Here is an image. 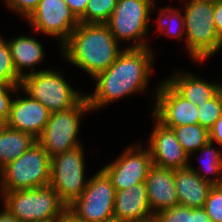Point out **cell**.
I'll use <instances>...</instances> for the list:
<instances>
[{
  "instance_id": "603a6c76",
  "label": "cell",
  "mask_w": 222,
  "mask_h": 222,
  "mask_svg": "<svg viewBox=\"0 0 222 222\" xmlns=\"http://www.w3.org/2000/svg\"><path fill=\"white\" fill-rule=\"evenodd\" d=\"M213 142H208L206 145L201 147L199 150L202 155H207V159L205 162H201L200 167H202L204 170L200 171L199 169L196 170L195 167L193 166H188L191 170L195 171L197 175L201 177V179L211 183L212 185H220L222 181V152L221 150H216V148H213ZM201 161V160H200ZM203 163V164H202ZM201 171H204L201 173ZM207 173L210 174H215V177L213 178L211 175V178L207 176Z\"/></svg>"
},
{
  "instance_id": "d6a6232c",
  "label": "cell",
  "mask_w": 222,
  "mask_h": 222,
  "mask_svg": "<svg viewBox=\"0 0 222 222\" xmlns=\"http://www.w3.org/2000/svg\"><path fill=\"white\" fill-rule=\"evenodd\" d=\"M71 11L79 19L85 12L89 0H64Z\"/></svg>"
},
{
  "instance_id": "3957f363",
  "label": "cell",
  "mask_w": 222,
  "mask_h": 222,
  "mask_svg": "<svg viewBox=\"0 0 222 222\" xmlns=\"http://www.w3.org/2000/svg\"><path fill=\"white\" fill-rule=\"evenodd\" d=\"M214 1L189 0L184 8L185 39L196 62H204L222 47V37L214 26Z\"/></svg>"
},
{
  "instance_id": "6da1fadb",
  "label": "cell",
  "mask_w": 222,
  "mask_h": 222,
  "mask_svg": "<svg viewBox=\"0 0 222 222\" xmlns=\"http://www.w3.org/2000/svg\"><path fill=\"white\" fill-rule=\"evenodd\" d=\"M150 47L126 48L115 62L95 78L96 89L87 94L91 110L100 109L113 101L145 91L153 63Z\"/></svg>"
},
{
  "instance_id": "f546056e",
  "label": "cell",
  "mask_w": 222,
  "mask_h": 222,
  "mask_svg": "<svg viewBox=\"0 0 222 222\" xmlns=\"http://www.w3.org/2000/svg\"><path fill=\"white\" fill-rule=\"evenodd\" d=\"M7 6L14 10L16 14H20L24 18H28L30 14L37 8L40 0H5Z\"/></svg>"
},
{
  "instance_id": "d590c367",
  "label": "cell",
  "mask_w": 222,
  "mask_h": 222,
  "mask_svg": "<svg viewBox=\"0 0 222 222\" xmlns=\"http://www.w3.org/2000/svg\"><path fill=\"white\" fill-rule=\"evenodd\" d=\"M58 222H88L74 214L68 207L64 210Z\"/></svg>"
},
{
  "instance_id": "30bf717a",
  "label": "cell",
  "mask_w": 222,
  "mask_h": 222,
  "mask_svg": "<svg viewBox=\"0 0 222 222\" xmlns=\"http://www.w3.org/2000/svg\"><path fill=\"white\" fill-rule=\"evenodd\" d=\"M115 188L111 178L100 169L88 179L83 193L68 208L88 222H104L114 218Z\"/></svg>"
},
{
  "instance_id": "cb8c5ba5",
  "label": "cell",
  "mask_w": 222,
  "mask_h": 222,
  "mask_svg": "<svg viewBox=\"0 0 222 222\" xmlns=\"http://www.w3.org/2000/svg\"><path fill=\"white\" fill-rule=\"evenodd\" d=\"M117 0H89L84 14L79 18L83 24H106L115 9Z\"/></svg>"
},
{
  "instance_id": "f1b7e54d",
  "label": "cell",
  "mask_w": 222,
  "mask_h": 222,
  "mask_svg": "<svg viewBox=\"0 0 222 222\" xmlns=\"http://www.w3.org/2000/svg\"><path fill=\"white\" fill-rule=\"evenodd\" d=\"M20 85H12L4 82H0V126H6L10 108L12 104L11 96L12 93L19 92Z\"/></svg>"
},
{
  "instance_id": "484cf974",
  "label": "cell",
  "mask_w": 222,
  "mask_h": 222,
  "mask_svg": "<svg viewBox=\"0 0 222 222\" xmlns=\"http://www.w3.org/2000/svg\"><path fill=\"white\" fill-rule=\"evenodd\" d=\"M2 38L0 36V82L21 85L22 78L13 66L9 43Z\"/></svg>"
},
{
  "instance_id": "e575fe53",
  "label": "cell",
  "mask_w": 222,
  "mask_h": 222,
  "mask_svg": "<svg viewBox=\"0 0 222 222\" xmlns=\"http://www.w3.org/2000/svg\"><path fill=\"white\" fill-rule=\"evenodd\" d=\"M209 134L210 142L215 141L216 144H219V146L222 147V115L209 130Z\"/></svg>"
},
{
  "instance_id": "52a82bcc",
  "label": "cell",
  "mask_w": 222,
  "mask_h": 222,
  "mask_svg": "<svg viewBox=\"0 0 222 222\" xmlns=\"http://www.w3.org/2000/svg\"><path fill=\"white\" fill-rule=\"evenodd\" d=\"M153 6V0H117L113 14L106 23L116 41H133L128 48L149 47L144 39L149 32V14Z\"/></svg>"
},
{
  "instance_id": "836d02e7",
  "label": "cell",
  "mask_w": 222,
  "mask_h": 222,
  "mask_svg": "<svg viewBox=\"0 0 222 222\" xmlns=\"http://www.w3.org/2000/svg\"><path fill=\"white\" fill-rule=\"evenodd\" d=\"M214 26L217 33L222 37V0L214 1Z\"/></svg>"
},
{
  "instance_id": "83f0119b",
  "label": "cell",
  "mask_w": 222,
  "mask_h": 222,
  "mask_svg": "<svg viewBox=\"0 0 222 222\" xmlns=\"http://www.w3.org/2000/svg\"><path fill=\"white\" fill-rule=\"evenodd\" d=\"M203 209L209 216L211 222H222V187L213 185Z\"/></svg>"
},
{
  "instance_id": "4316f807",
  "label": "cell",
  "mask_w": 222,
  "mask_h": 222,
  "mask_svg": "<svg viewBox=\"0 0 222 222\" xmlns=\"http://www.w3.org/2000/svg\"><path fill=\"white\" fill-rule=\"evenodd\" d=\"M222 115V90L211 100L198 106L199 124L210 130Z\"/></svg>"
},
{
  "instance_id": "e0dca14e",
  "label": "cell",
  "mask_w": 222,
  "mask_h": 222,
  "mask_svg": "<svg viewBox=\"0 0 222 222\" xmlns=\"http://www.w3.org/2000/svg\"><path fill=\"white\" fill-rule=\"evenodd\" d=\"M152 217L145 183L115 192L114 218L122 222H140Z\"/></svg>"
},
{
  "instance_id": "7c38bea8",
  "label": "cell",
  "mask_w": 222,
  "mask_h": 222,
  "mask_svg": "<svg viewBox=\"0 0 222 222\" xmlns=\"http://www.w3.org/2000/svg\"><path fill=\"white\" fill-rule=\"evenodd\" d=\"M141 146H129L115 161L102 168L111 178L115 191L145 183L153 162L149 148L143 149Z\"/></svg>"
},
{
  "instance_id": "5b68a950",
  "label": "cell",
  "mask_w": 222,
  "mask_h": 222,
  "mask_svg": "<svg viewBox=\"0 0 222 222\" xmlns=\"http://www.w3.org/2000/svg\"><path fill=\"white\" fill-rule=\"evenodd\" d=\"M1 196L4 207L20 222H58L67 208L50 185Z\"/></svg>"
},
{
  "instance_id": "d6986e66",
  "label": "cell",
  "mask_w": 222,
  "mask_h": 222,
  "mask_svg": "<svg viewBox=\"0 0 222 222\" xmlns=\"http://www.w3.org/2000/svg\"><path fill=\"white\" fill-rule=\"evenodd\" d=\"M181 96L199 106L214 98L221 90L222 85L215 82H206L188 72H176L166 80Z\"/></svg>"
},
{
  "instance_id": "4fadbf2b",
  "label": "cell",
  "mask_w": 222,
  "mask_h": 222,
  "mask_svg": "<svg viewBox=\"0 0 222 222\" xmlns=\"http://www.w3.org/2000/svg\"><path fill=\"white\" fill-rule=\"evenodd\" d=\"M151 116L166 127L199 124L198 106L181 96L166 79L158 83Z\"/></svg>"
},
{
  "instance_id": "ffe728a7",
  "label": "cell",
  "mask_w": 222,
  "mask_h": 222,
  "mask_svg": "<svg viewBox=\"0 0 222 222\" xmlns=\"http://www.w3.org/2000/svg\"><path fill=\"white\" fill-rule=\"evenodd\" d=\"M11 52L13 66L17 74L23 78L25 75L32 74L35 71L33 67L44 59V50L40 42L33 37L23 36L15 37L8 41ZM24 68H31L32 71L24 72ZM24 72V73H23Z\"/></svg>"
},
{
  "instance_id": "4dcf8cb0",
  "label": "cell",
  "mask_w": 222,
  "mask_h": 222,
  "mask_svg": "<svg viewBox=\"0 0 222 222\" xmlns=\"http://www.w3.org/2000/svg\"><path fill=\"white\" fill-rule=\"evenodd\" d=\"M157 222H184V206L176 205L163 209L154 215Z\"/></svg>"
},
{
  "instance_id": "44dd1931",
  "label": "cell",
  "mask_w": 222,
  "mask_h": 222,
  "mask_svg": "<svg viewBox=\"0 0 222 222\" xmlns=\"http://www.w3.org/2000/svg\"><path fill=\"white\" fill-rule=\"evenodd\" d=\"M37 139L28 133L0 126V170L25 153Z\"/></svg>"
},
{
  "instance_id": "8fae6325",
  "label": "cell",
  "mask_w": 222,
  "mask_h": 222,
  "mask_svg": "<svg viewBox=\"0 0 222 222\" xmlns=\"http://www.w3.org/2000/svg\"><path fill=\"white\" fill-rule=\"evenodd\" d=\"M26 20L34 30L61 39L62 45L79 25V19L64 0H40Z\"/></svg>"
},
{
  "instance_id": "9c48e42d",
  "label": "cell",
  "mask_w": 222,
  "mask_h": 222,
  "mask_svg": "<svg viewBox=\"0 0 222 222\" xmlns=\"http://www.w3.org/2000/svg\"><path fill=\"white\" fill-rule=\"evenodd\" d=\"M80 145L75 149L51 157L50 186L68 207L84 191L88 180L84 178V149Z\"/></svg>"
},
{
  "instance_id": "7a4b0ae2",
  "label": "cell",
  "mask_w": 222,
  "mask_h": 222,
  "mask_svg": "<svg viewBox=\"0 0 222 222\" xmlns=\"http://www.w3.org/2000/svg\"><path fill=\"white\" fill-rule=\"evenodd\" d=\"M61 46L63 58L92 78L108 69L123 51L108 25L102 23H79Z\"/></svg>"
},
{
  "instance_id": "ac0fdd59",
  "label": "cell",
  "mask_w": 222,
  "mask_h": 222,
  "mask_svg": "<svg viewBox=\"0 0 222 222\" xmlns=\"http://www.w3.org/2000/svg\"><path fill=\"white\" fill-rule=\"evenodd\" d=\"M174 182L179 205L193 209L203 208L213 187L189 167L174 170Z\"/></svg>"
},
{
  "instance_id": "7402d4cb",
  "label": "cell",
  "mask_w": 222,
  "mask_h": 222,
  "mask_svg": "<svg viewBox=\"0 0 222 222\" xmlns=\"http://www.w3.org/2000/svg\"><path fill=\"white\" fill-rule=\"evenodd\" d=\"M172 128L177 141L189 157L210 141L209 130L200 124L182 125ZM191 154V155H190Z\"/></svg>"
},
{
  "instance_id": "9a60e30c",
  "label": "cell",
  "mask_w": 222,
  "mask_h": 222,
  "mask_svg": "<svg viewBox=\"0 0 222 222\" xmlns=\"http://www.w3.org/2000/svg\"><path fill=\"white\" fill-rule=\"evenodd\" d=\"M51 112L39 101L27 94L12 100L6 126L32 135L38 139L42 134Z\"/></svg>"
},
{
  "instance_id": "2e32d148",
  "label": "cell",
  "mask_w": 222,
  "mask_h": 222,
  "mask_svg": "<svg viewBox=\"0 0 222 222\" xmlns=\"http://www.w3.org/2000/svg\"><path fill=\"white\" fill-rule=\"evenodd\" d=\"M150 209L157 212L179 204L174 182V170L152 166L145 180Z\"/></svg>"
},
{
  "instance_id": "5bb4252c",
  "label": "cell",
  "mask_w": 222,
  "mask_h": 222,
  "mask_svg": "<svg viewBox=\"0 0 222 222\" xmlns=\"http://www.w3.org/2000/svg\"><path fill=\"white\" fill-rule=\"evenodd\" d=\"M154 120L156 125L148 141L153 165L173 170L187 168L190 157L177 141L173 129L164 126L156 118Z\"/></svg>"
},
{
  "instance_id": "d4e9b609",
  "label": "cell",
  "mask_w": 222,
  "mask_h": 222,
  "mask_svg": "<svg viewBox=\"0 0 222 222\" xmlns=\"http://www.w3.org/2000/svg\"><path fill=\"white\" fill-rule=\"evenodd\" d=\"M160 11V16L158 17V28L160 30V34L165 33L167 36L170 35L181 39L185 33L184 15L177 9L170 7L161 8ZM171 23H177V25L175 24L176 26H173ZM172 27L175 28L172 29Z\"/></svg>"
},
{
  "instance_id": "74e56055",
  "label": "cell",
  "mask_w": 222,
  "mask_h": 222,
  "mask_svg": "<svg viewBox=\"0 0 222 222\" xmlns=\"http://www.w3.org/2000/svg\"><path fill=\"white\" fill-rule=\"evenodd\" d=\"M104 222H122V221L120 219L112 218V219L104 221Z\"/></svg>"
},
{
  "instance_id": "277c9868",
  "label": "cell",
  "mask_w": 222,
  "mask_h": 222,
  "mask_svg": "<svg viewBox=\"0 0 222 222\" xmlns=\"http://www.w3.org/2000/svg\"><path fill=\"white\" fill-rule=\"evenodd\" d=\"M50 164L51 157L35 142L19 158L0 170V194L48 186Z\"/></svg>"
},
{
  "instance_id": "8992f818",
  "label": "cell",
  "mask_w": 222,
  "mask_h": 222,
  "mask_svg": "<svg viewBox=\"0 0 222 222\" xmlns=\"http://www.w3.org/2000/svg\"><path fill=\"white\" fill-rule=\"evenodd\" d=\"M20 90L41 102L51 113L76 106L86 95L75 91L63 73L44 69L22 78Z\"/></svg>"
},
{
  "instance_id": "1f68e13d",
  "label": "cell",
  "mask_w": 222,
  "mask_h": 222,
  "mask_svg": "<svg viewBox=\"0 0 222 222\" xmlns=\"http://www.w3.org/2000/svg\"><path fill=\"white\" fill-rule=\"evenodd\" d=\"M184 222H211L203 208H189L184 206Z\"/></svg>"
},
{
  "instance_id": "ba28073f",
  "label": "cell",
  "mask_w": 222,
  "mask_h": 222,
  "mask_svg": "<svg viewBox=\"0 0 222 222\" xmlns=\"http://www.w3.org/2000/svg\"><path fill=\"white\" fill-rule=\"evenodd\" d=\"M86 111L92 110L85 96L76 106L50 114L46 127L37 139L50 157L81 145L77 138L80 119Z\"/></svg>"
},
{
  "instance_id": "8d00e7d4",
  "label": "cell",
  "mask_w": 222,
  "mask_h": 222,
  "mask_svg": "<svg viewBox=\"0 0 222 222\" xmlns=\"http://www.w3.org/2000/svg\"><path fill=\"white\" fill-rule=\"evenodd\" d=\"M0 212V222H20L14 215H12L6 207Z\"/></svg>"
},
{
  "instance_id": "f35d334b",
  "label": "cell",
  "mask_w": 222,
  "mask_h": 222,
  "mask_svg": "<svg viewBox=\"0 0 222 222\" xmlns=\"http://www.w3.org/2000/svg\"><path fill=\"white\" fill-rule=\"evenodd\" d=\"M140 222H157V220L154 217H152L151 219L140 221Z\"/></svg>"
}]
</instances>
